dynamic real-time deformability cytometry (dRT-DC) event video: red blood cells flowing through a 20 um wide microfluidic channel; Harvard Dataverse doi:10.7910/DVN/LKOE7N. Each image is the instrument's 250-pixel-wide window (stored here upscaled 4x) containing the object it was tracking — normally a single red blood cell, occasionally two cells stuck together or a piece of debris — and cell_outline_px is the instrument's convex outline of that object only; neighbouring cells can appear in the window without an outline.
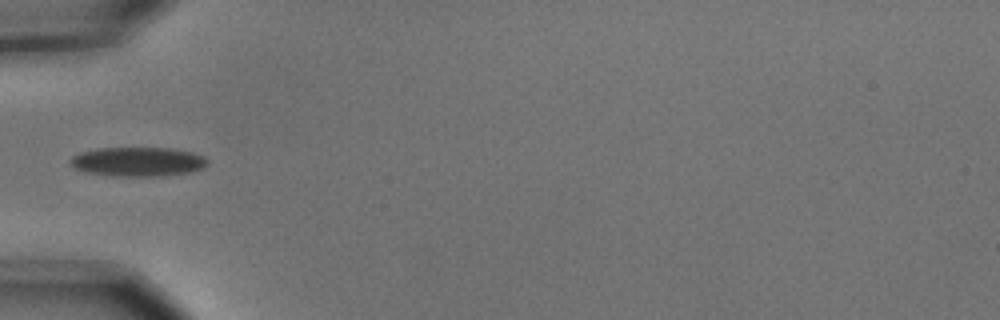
{"species": "common noctule bat (a hibernating species)", "species_latin": "Nyctalus noctula", "temperature_condition": "cold", "stored_images_in_passage": 8, "camera_frame_rate_fps": 3000, "um_per_image_px": 0.085, "animal": {"sex": "male", "body_mass_g": 15.6}, "frame": {"image": 1, "passage_image": 5, "time_ms": 1.333, "image_size_px": [1000, 320], "cell_outline_px": [[208, 164], [204, 168], [192, 172], [160, 176], [112, 176], [88, 172], [76, 168], [68, 160], [72, 156], [80, 152], [96, 148], [172, 148], [192, 152], [204, 156], [208, 160]], "centroid_in_image_um": [11.76, 13.74], "position_along_channel_um": 73.2, "area_um2": 23.52}}
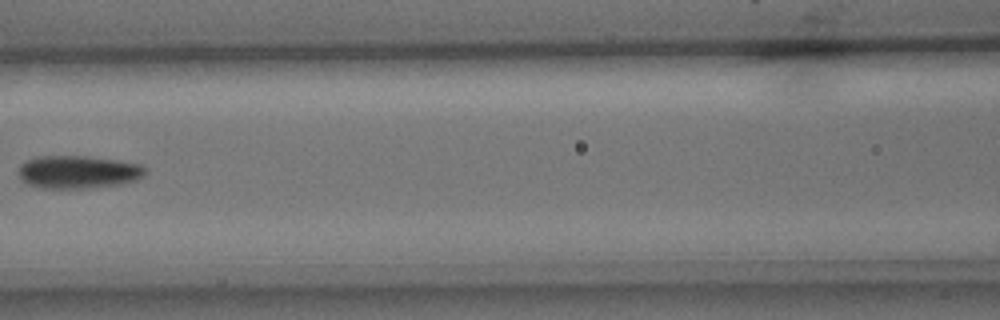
{"frame": {"image": 2, "passage_image": 7, "time_ms": 2.0, "image_size_px": [1000, 320], "cell_outline_px": [[148, 168], [144, 176], [136, 180], [124, 184], [92, 188], [40, 188], [24, 184], [20, 180], [20, 164], [36, 156], [84, 156], [116, 160], [140, 164]], "centroid_in_image_um": [6.66, 14.63], "position_along_channel_um": 159.9, "area_um2": 24.62}}
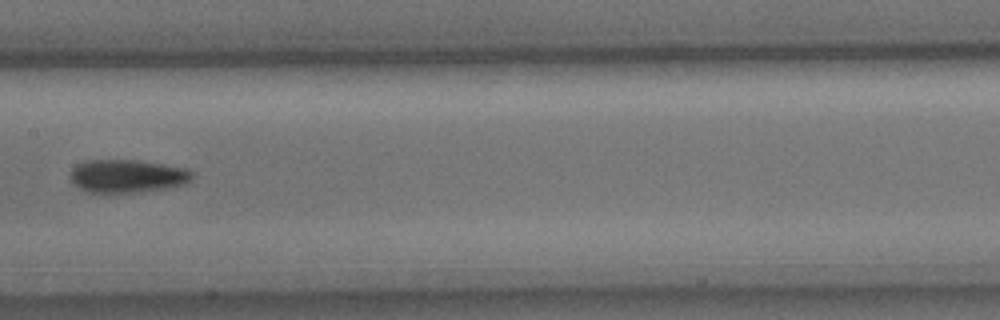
{"frame": {"image": 3, "passage_image": 8, "time_ms": 2.333, "image_size_px": [1000, 320], "cell_outline_px": [[196, 176], [188, 184], [164, 188], [136, 192], [84, 192], [72, 184], [68, 176], [72, 168], [76, 164], [88, 160], [136, 160], [164, 164], [188, 168]], "centroid_in_image_um": [10.81, 14.96], "position_along_channel_um": 196.6, "area_um2": 23.93}}